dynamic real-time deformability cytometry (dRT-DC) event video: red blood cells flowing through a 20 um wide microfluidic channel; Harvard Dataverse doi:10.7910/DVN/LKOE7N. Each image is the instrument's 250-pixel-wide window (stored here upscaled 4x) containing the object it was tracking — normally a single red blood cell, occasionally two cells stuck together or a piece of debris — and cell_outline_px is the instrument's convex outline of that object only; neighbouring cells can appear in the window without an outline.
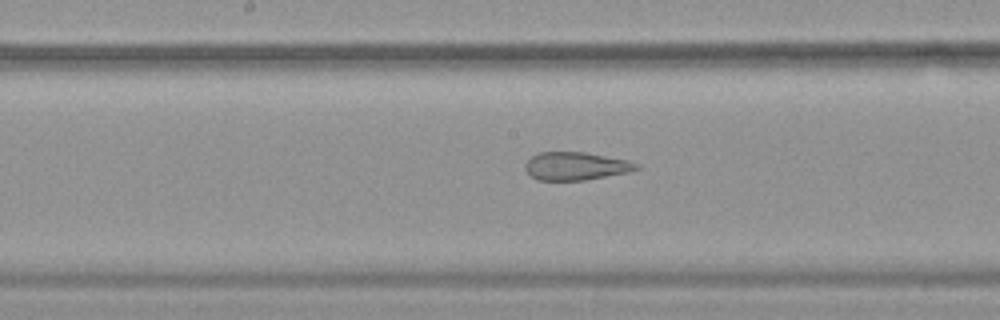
{"species": "common noctule bat (a hibernating species)", "species_latin": "Nyctalus noctula", "temperature_condition": "warm", "stored_images_in_passage": 53, "segment_of_instrument_passage": [2, 2], "camera_frame_rate_fps": 3000, "um_per_image_px": 0.085, "animal": {"sex": "female", "body_mass_g": 19.9}, "frame": {"image": 1, "passage_image": 28, "time_ms": 9.0, "image_size_px": [1000, 320], "cell_outline_px": [[640, 168], [632, 172], [584, 180], [536, 180], [524, 168], [524, 164], [532, 156], [540, 152], [584, 152], [628, 160], [640, 164]], "centroid_in_image_um": [48.98, 14.12], "position_along_channel_um": 199.2, "area_um2": 18.26}}
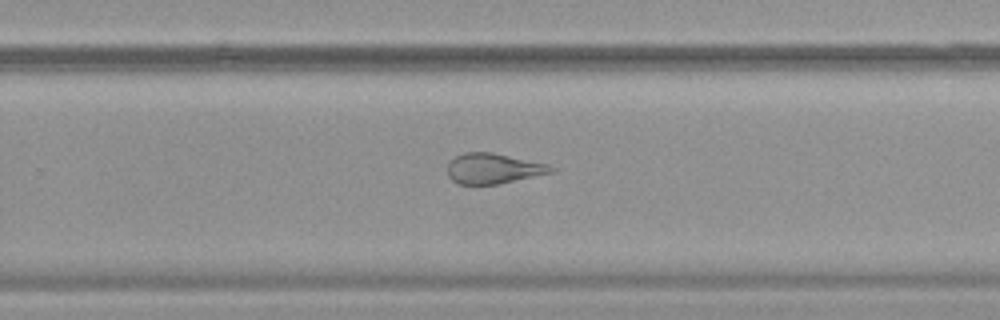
{"frame": {"image": 2, "passage_image": 35, "time_ms": 11.333, "image_size_px": [1000, 320], "cell_outline_px": [[556, 168], [552, 172], [496, 184], [456, 184], [448, 176], [448, 164], [456, 156], [464, 152], [492, 152], [548, 164]], "centroid_in_image_um": [41.9, 14.32], "position_along_channel_um": 287.9, "area_um2": 18.09}}
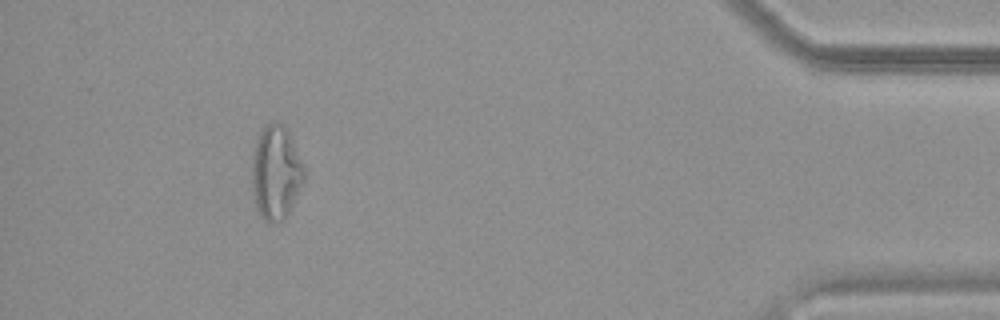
{"frame": {"image": 3, "passage_image": 49, "time_ms": 16.0, "image_size_px": [1000, 320], "cell_outline_px": [[304, 180], [284, 220], [264, 220], [260, 216], [252, 192], [252, 156], [256, 140], [264, 124], [280, 124], [288, 132], [304, 164]], "centroid_in_image_um": [23.43, 14.65], "position_along_channel_um": 411.8, "area_um2": 28.03}}